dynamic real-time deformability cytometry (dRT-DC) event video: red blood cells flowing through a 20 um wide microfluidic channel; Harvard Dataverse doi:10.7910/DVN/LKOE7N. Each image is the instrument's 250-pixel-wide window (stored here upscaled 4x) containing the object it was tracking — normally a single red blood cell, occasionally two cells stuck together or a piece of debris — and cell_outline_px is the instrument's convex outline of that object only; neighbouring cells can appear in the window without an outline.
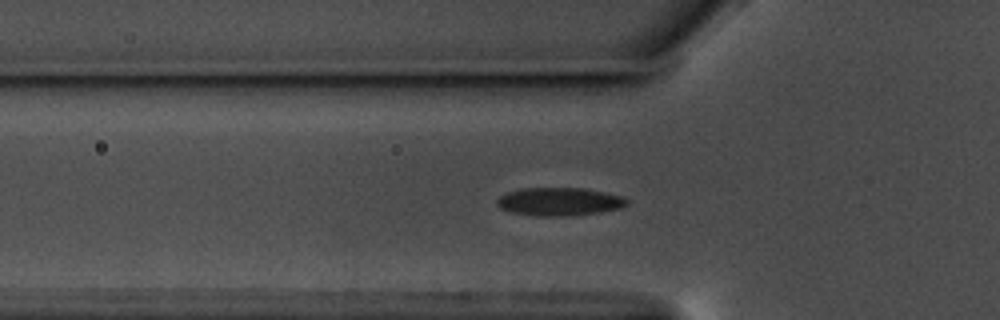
{"species": "common noctule bat (a hibernating species)", "species_latin": "Nyctalus noctula", "temperature_condition": "warm", "stored_images_in_passage": 41, "camera_frame_rate_fps": 3000, "um_per_image_px": 0.085, "animal": {"sex": "male", "body_mass_g": 17.5, "forearm_length_mm": 52.3}, "frame": {"image": 1, "passage_image": 7, "time_ms": 2.0, "image_size_px": [1000, 320], "cell_outline_px": [[628, 204], [620, 208], [600, 212], [568, 216], [536, 216], [512, 212], [500, 208], [496, 204], [496, 200], [500, 196], [508, 192], [520, 188], [584, 188], [624, 196], [628, 200]], "centroid_in_image_um": [47.55, 17.13], "position_along_channel_um": 78.3, "area_um2": 21.39}}
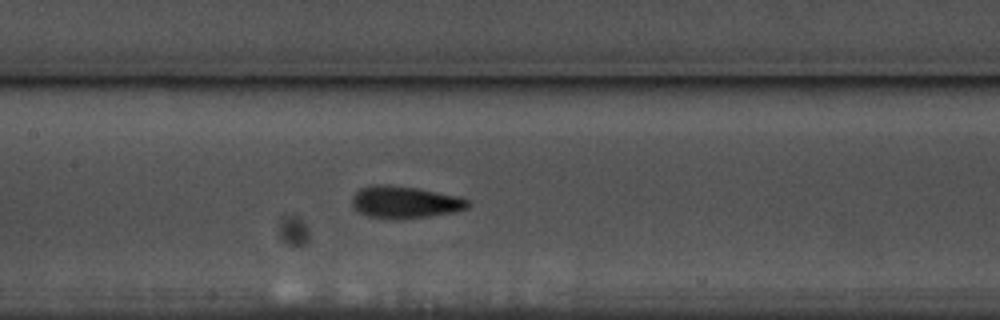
{"frame": {"image": 2, "passage_image": 15, "time_ms": 4.667, "image_size_px": [1000, 320], "cell_outline_px": [[472, 204], [468, 208], [456, 212], [428, 216], [392, 220], [384, 220], [368, 216], [360, 212], [352, 204], [352, 196], [360, 188], [372, 184], [388, 184], [420, 188], [460, 196], [468, 200]], "centroid_in_image_um": [34.44, 17.18], "position_along_channel_um": 173.0, "area_um2": 22.2}}
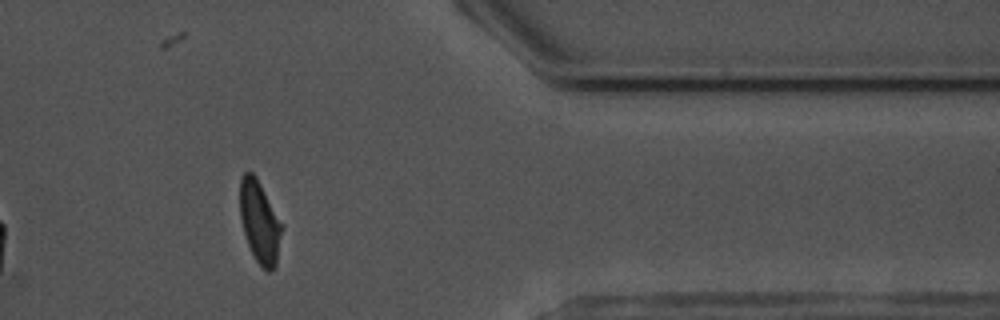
{"frame": {"image": 3, "passage_image": 35, "time_ms": 11.333, "image_size_px": [1000, 320], "cell_outline_px": [[280, 232], [276, 264], [272, 272], [268, 272], [256, 260], [248, 244], [244, 232], [240, 216], [240, 176], [244, 172], [252, 172], [256, 176], [280, 224]], "centroid_in_image_um": [22.01, 18.85], "position_along_channel_um": 389.4, "area_um2": 19.07}, "authors_computed_cell_mechanics": {"area_um2": 20.808, "velocity_mm_per_s": 3.5542, "shape_relaxation_time_tau1_ms": 4.6701, "shape_relaxation_time_tau2_ms": 1.7971, "deformation_change_tau1": 0.1388, "deformation_change_tau2": 0.0733}}